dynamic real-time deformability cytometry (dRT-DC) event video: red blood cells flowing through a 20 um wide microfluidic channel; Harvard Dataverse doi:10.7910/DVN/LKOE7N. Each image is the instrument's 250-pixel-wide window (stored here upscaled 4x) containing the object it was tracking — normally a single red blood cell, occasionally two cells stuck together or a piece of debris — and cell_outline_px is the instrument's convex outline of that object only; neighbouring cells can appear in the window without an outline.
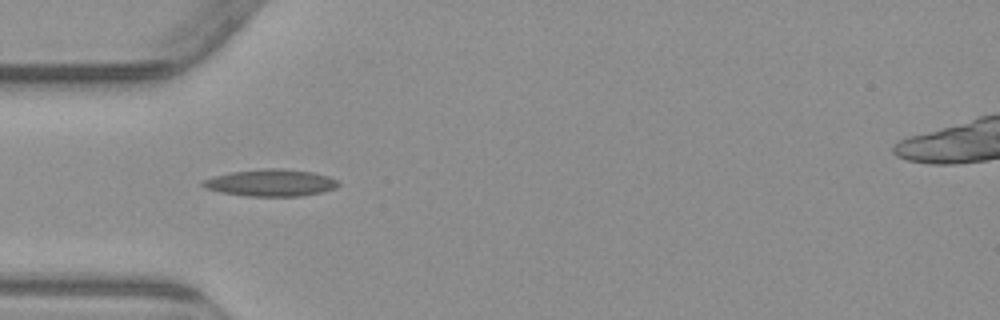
{"species": "common noctule bat (a hibernating species)", "species_latin": "Nyctalus noctula", "temperature_condition": "warm", "stored_images_in_passage": 5, "camera_frame_rate_fps": 3000, "um_per_image_px": 0.085, "animal": {"sex": "male", "body_mass_g": 23.1, "forearm_length_mm": 52.7}, "frame": {"image": 1, "passage_image": 5, "time_ms": 5.0, "image_size_px": [1000, 320], "cell_outline_px": [[340, 184], [336, 188], [320, 192], [300, 196], [248, 196], [220, 192], [204, 188], [200, 184], [200, 180], [232, 172], [264, 168], [284, 168], [316, 172], [340, 180]], "centroid_in_image_um": [23.04, 15.53], "position_along_channel_um": 62.0, "area_um2": 21.5}}